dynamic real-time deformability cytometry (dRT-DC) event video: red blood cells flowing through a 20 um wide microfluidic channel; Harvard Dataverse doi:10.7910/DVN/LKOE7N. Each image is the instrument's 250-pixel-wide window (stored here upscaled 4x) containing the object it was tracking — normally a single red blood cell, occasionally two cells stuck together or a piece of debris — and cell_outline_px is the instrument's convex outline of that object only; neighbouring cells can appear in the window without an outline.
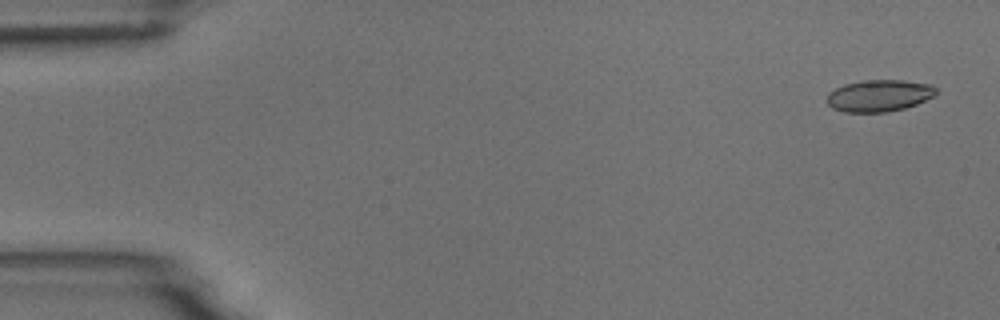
{"species": "common noctule bat (a hibernating species)", "species_latin": "Nyctalus noctula", "temperature_condition": "room temperature", "stored_images_in_passage": 5, "camera_frame_rate_fps": 3000, "um_per_image_px": 0.085, "animal": {"sex": "male", "body_mass_g": 18.8}, "frame": {"image": 1, "passage_image": 1, "time_ms": 0.0, "image_size_px": [1000, 320], "cell_outline_px": [[936, 96], [916, 104], [904, 108], [884, 112], [844, 112], [832, 108], [828, 104], [828, 92], [844, 84], [864, 80], [904, 80], [932, 84], [936, 88]], "centroid_in_image_um": [74.75, 8.12], "position_along_channel_um": 10.3, "area_um2": 20.29}}
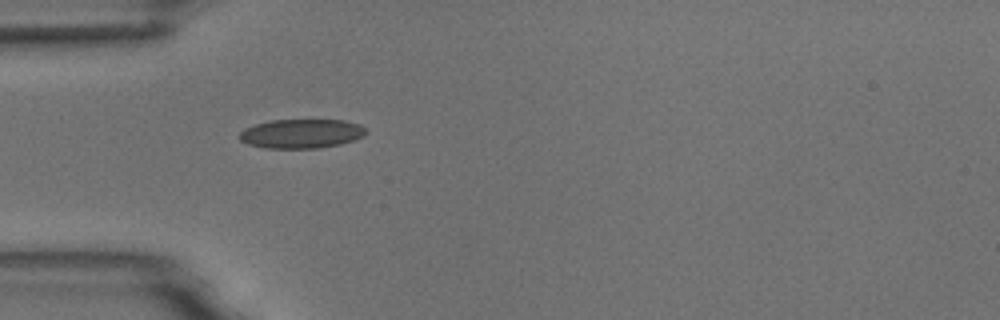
{"frame": {"image": 2, "passage_image": 5, "time_ms": 4.667, "image_size_px": [1000, 320], "cell_outline_px": [[368, 132], [364, 136], [340, 144], [316, 148], [264, 148], [248, 144], [240, 140], [236, 136], [244, 128], [256, 124], [272, 120], [344, 120], [360, 124]], "centroid_in_image_um": [25.59, 11.36], "position_along_channel_um": 59.4, "area_um2": 21.56}}